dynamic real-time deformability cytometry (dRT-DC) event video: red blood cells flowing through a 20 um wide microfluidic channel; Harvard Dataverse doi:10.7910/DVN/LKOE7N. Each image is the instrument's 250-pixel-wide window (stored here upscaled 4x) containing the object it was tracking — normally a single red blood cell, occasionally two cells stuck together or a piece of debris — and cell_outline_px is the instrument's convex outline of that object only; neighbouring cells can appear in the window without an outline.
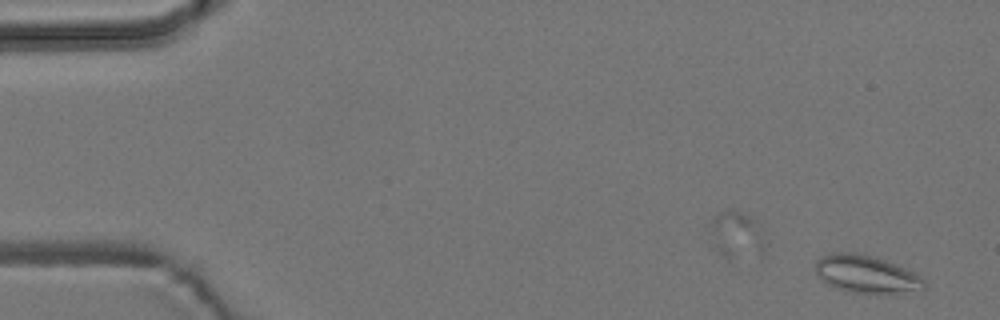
{"species": "common noctule bat (a hibernating species)", "species_latin": "Nyctalus noctula", "temperature_condition": "room temperature", "stored_images_in_passage": 45, "camera_frame_rate_fps": 3000, "um_per_image_px": 0.085, "animal": {"sex": "male", "body_mass_g": 19.2, "forearm_length_mm": 51.8}, "frame": {"image": 1, "passage_image": 2, "time_ms": 0.333, "image_size_px": [1000, 320], "cell_outline_px": [[924, 288], [896, 292], [852, 292], [836, 288], [828, 284], [812, 268], [816, 260], [820, 256], [836, 252], [864, 252], [904, 268], [920, 276], [924, 280]], "centroid_in_image_um": [73.54, 23.25], "position_along_channel_um": 11.5, "area_um2": 23.41}}
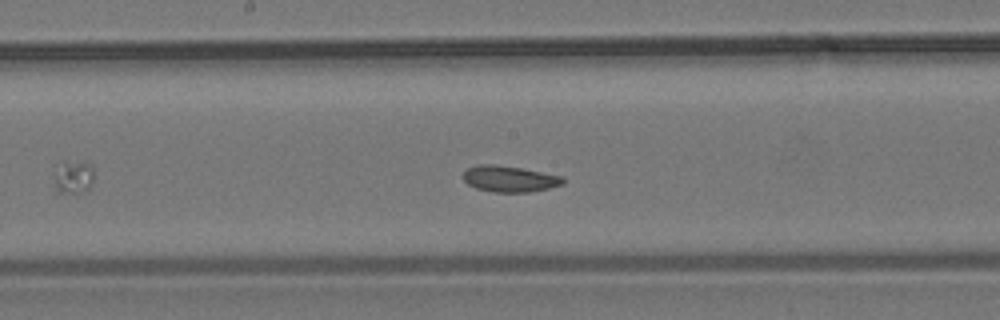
{"frame": {"image": 2, "passage_image": 28, "time_ms": 9.0, "image_size_px": [1000, 320], "cell_outline_px": [[564, 184], [548, 188], [528, 192], [492, 192], [476, 188], [468, 184], [464, 180], [464, 172], [468, 168], [476, 164], [496, 164], [520, 168], [564, 176]], "centroid_in_image_um": [43.31, 15.2], "position_along_channel_um": 204.9, "area_um2": 15.2}}
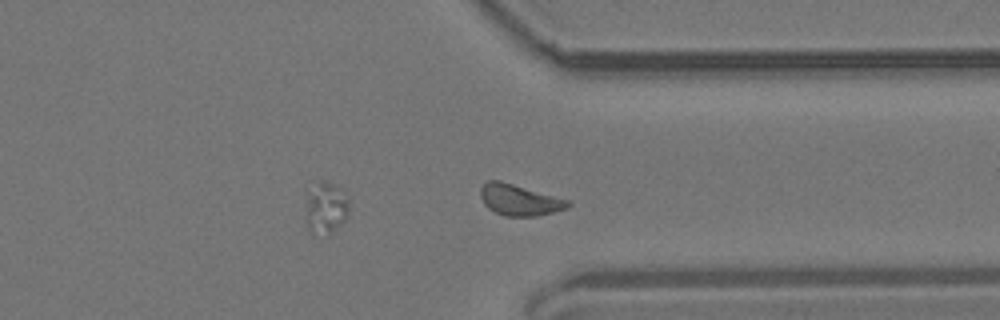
{"frame": {"image": 3, "passage_image": 41, "time_ms": 13.333, "image_size_px": [1000, 320], "cell_outline_px": [[572, 204], [568, 208], [536, 216], [504, 216], [488, 208], [484, 204], [480, 196], [480, 188], [488, 180], [500, 180], [568, 200]], "centroid_in_image_um": [44.13, 16.99], "position_along_channel_um": 367.3, "area_um2": 15.72}, "authors_computed_cell_mechanics": {"area_um2": 15.7216, "velocity_mm_per_s": 3.7784, "shape_relaxation_time_tau1_ms": null, "shape_relaxation_time_tau2_ms": 5.4457, "deformation_change_tau1": null, "deformation_change_tau2": 0.1064}}